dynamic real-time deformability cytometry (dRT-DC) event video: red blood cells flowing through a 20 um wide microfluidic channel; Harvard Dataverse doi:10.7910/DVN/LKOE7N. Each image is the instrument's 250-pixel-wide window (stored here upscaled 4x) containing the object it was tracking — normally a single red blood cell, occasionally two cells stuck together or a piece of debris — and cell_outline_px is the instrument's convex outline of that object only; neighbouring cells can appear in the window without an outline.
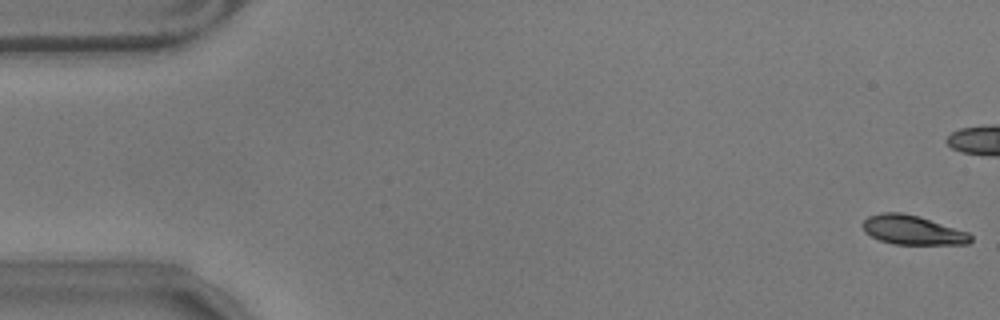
{"species": "common noctule bat (a hibernating species)", "species_latin": "Nyctalus noctula", "temperature_condition": "warm", "stored_images_in_passage": 58, "camera_frame_rate_fps": 3000, "um_per_image_px": 0.085, "animal": {"sex": "male", "body_mass_g": 17.9}, "frame": {"image": 1, "passage_image": 1, "time_ms": 0.0, "image_size_px": [1000, 320], "cell_outline_px": [[972, 240], [968, 244], [892, 244], [880, 240], [864, 232], [860, 224], [868, 216], [880, 212], [900, 212], [920, 216], [968, 232], [972, 236]], "centroid_in_image_um": [77.53, 19.54], "position_along_channel_um": 7.5, "area_um2": 18.55}, "authors_computed_cell_mechanics": {"area_um2": 20.0277, "velocity_mm_per_s": 3.522, "shape_relaxation_time_tau1_ms": 2.7778, "shape_relaxation_time_tau2_ms": 1.2827, "deformation_change_tau1": 0.1581, "deformation_change_tau2": 0.0702}}